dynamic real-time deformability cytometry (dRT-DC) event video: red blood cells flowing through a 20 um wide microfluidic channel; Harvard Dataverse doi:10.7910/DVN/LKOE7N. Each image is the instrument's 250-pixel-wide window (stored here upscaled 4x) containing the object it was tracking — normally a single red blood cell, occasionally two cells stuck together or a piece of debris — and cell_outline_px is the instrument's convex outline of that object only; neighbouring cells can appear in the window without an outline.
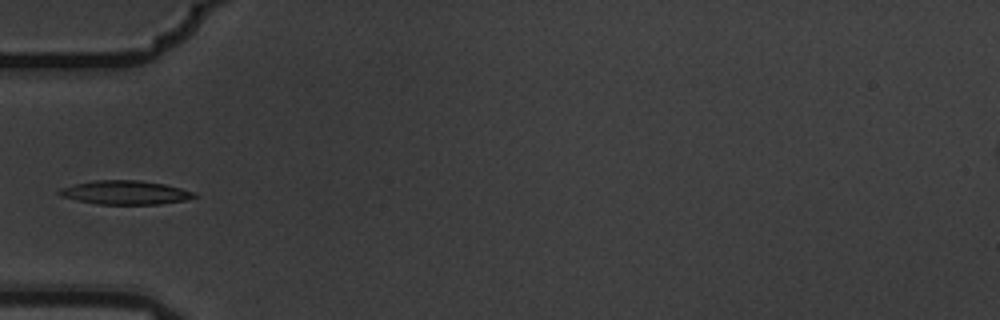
{"species": "common noctule bat (a hibernating species)", "species_latin": "Nyctalus noctula", "temperature_condition": "warm", "stored_images_in_passage": 7, "camera_frame_rate_fps": 3000, "um_per_image_px": 0.085, "animal": {"sex": "male", "body_mass_g": 19.5, "forearm_length_mm": 54.6}, "frame": {"image": 1, "passage_image": 6, "time_ms": 1.667, "image_size_px": [1000, 320], "cell_outline_px": [[200, 196], [188, 200], [160, 204], [96, 204], [60, 196], [56, 192], [60, 188], [76, 184], [96, 180], [140, 180], [164, 184], [196, 192]], "centroid_in_image_um": [10.7, 16.37], "position_along_channel_um": 74.3, "area_um2": 18.84}}
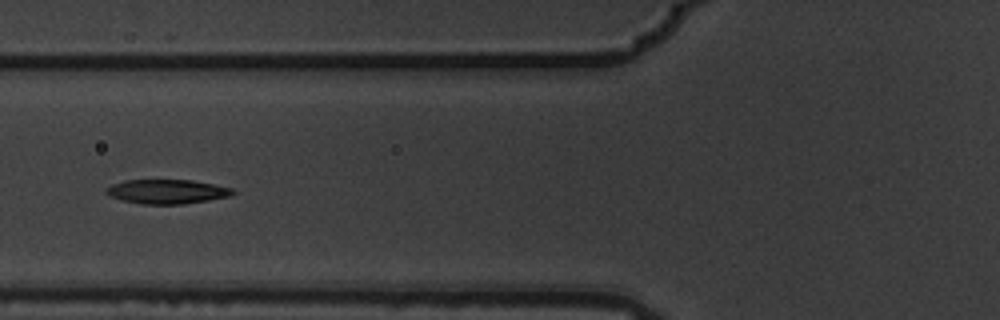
{"frame": {"image": 2, "passage_image": 7, "time_ms": 2.0, "image_size_px": [1000, 320], "cell_outline_px": [[236, 192], [228, 196], [208, 200], [184, 204], [140, 204], [120, 200], [104, 192], [104, 188], [112, 184], [124, 180], [192, 180], [232, 188]], "centroid_in_image_um": [14.14, 16.28], "position_along_channel_um": 111.7, "area_um2": 17.92}}